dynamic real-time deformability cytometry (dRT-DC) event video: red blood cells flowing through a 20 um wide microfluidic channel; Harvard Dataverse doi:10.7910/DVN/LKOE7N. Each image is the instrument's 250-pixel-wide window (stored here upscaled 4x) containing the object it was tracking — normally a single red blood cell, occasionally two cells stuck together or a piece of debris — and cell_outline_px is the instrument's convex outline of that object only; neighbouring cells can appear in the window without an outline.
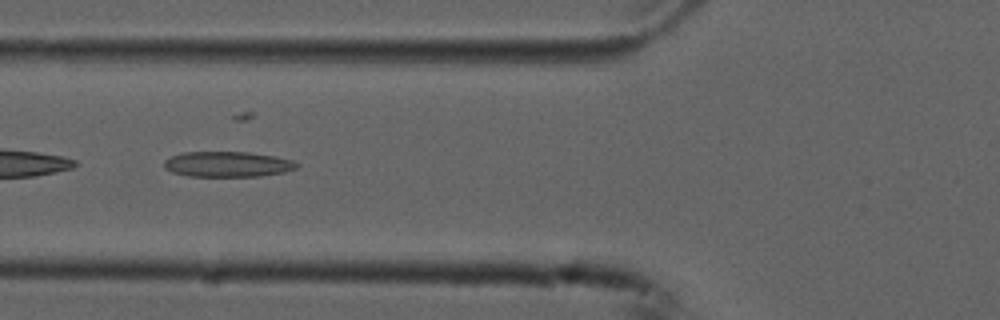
{"species": "common noctule bat (a hibernating species)", "species_latin": "Nyctalus noctula", "temperature_condition": "cold", "stored_images_in_passage": 9, "camera_frame_rate_fps": 3000, "um_per_image_px": 0.085, "animal": {"sex": "male", "forearm_length_mm": 52.5}, "frame": {"image": 1, "passage_image": 5, "time_ms": 1.333, "image_size_px": [1000, 320], "cell_outline_px": [[300, 164], [296, 168], [284, 172], [260, 176], [188, 176], [172, 172], [164, 168], [164, 160], [172, 156], [184, 152], [248, 152], [272, 156], [292, 160]], "centroid_in_image_um": [19.33, 13.96], "position_along_channel_um": 106.5, "area_um2": 19.54}}
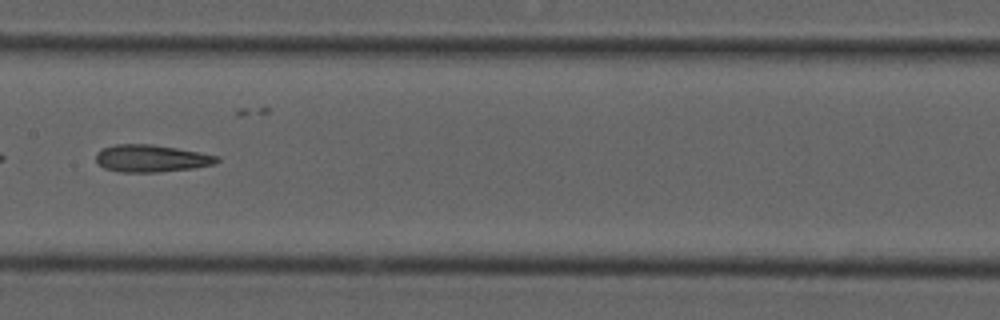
{"frame": {"image": 2, "passage_image": 7, "time_ms": 2.0, "image_size_px": [1000, 320], "cell_outline_px": [[220, 160], [216, 164], [192, 168], [156, 172], [120, 172], [104, 168], [96, 160], [96, 152], [104, 148], [116, 144], [152, 144], [200, 152], [220, 156]], "centroid_in_image_um": [12.89, 13.46], "position_along_channel_um": 194.5, "area_um2": 19.19}}
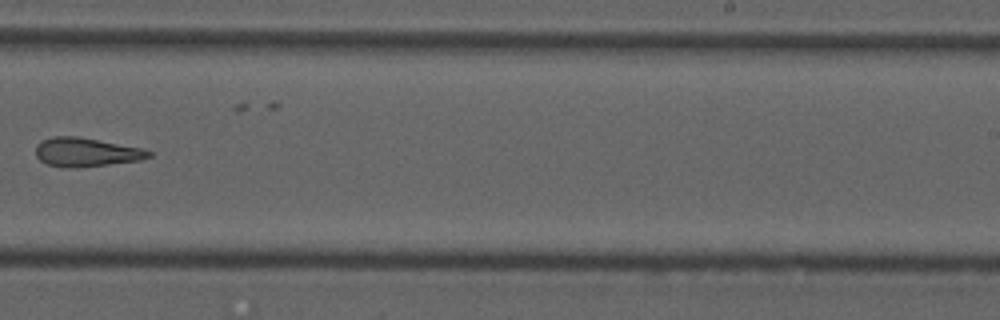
{"frame": {"image": 3, "passage_image": 9, "time_ms": 2.667, "image_size_px": [1000, 320], "cell_outline_px": [[152, 156], [140, 160], [108, 164], [72, 168], [48, 164], [40, 160], [36, 156], [36, 144], [40, 140], [52, 136], [76, 136], [140, 148], [152, 152]], "centroid_in_image_um": [7.28, 12.93], "position_along_channel_um": 281.7, "area_um2": 18.73}}